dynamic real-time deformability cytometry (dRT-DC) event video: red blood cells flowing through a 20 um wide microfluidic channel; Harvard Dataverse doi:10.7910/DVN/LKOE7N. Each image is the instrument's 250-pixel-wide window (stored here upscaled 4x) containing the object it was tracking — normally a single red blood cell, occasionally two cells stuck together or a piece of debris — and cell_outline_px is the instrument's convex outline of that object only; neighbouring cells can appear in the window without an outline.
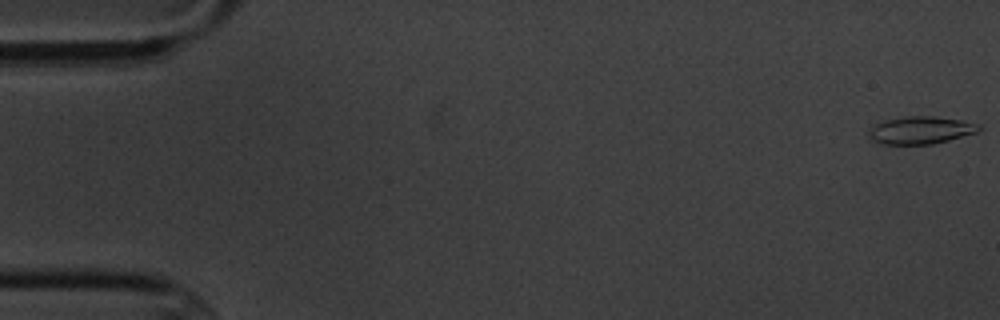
{"species": "common noctule bat (a hibernating species)", "species_latin": "Nyctalus noctula", "temperature_condition": "cold", "stored_images_in_passage": 6, "camera_frame_rate_fps": 3000, "um_per_image_px": 0.085, "animal": {"sex": "male", "body_mass_g": 20.1, "forearm_length_mm": 53.5}, "frame": {"image": 1, "passage_image": 1, "time_ms": 0.0, "image_size_px": [1000, 320], "cell_outline_px": [[984, 128], [976, 132], [948, 140], [932, 144], [880, 144], [872, 140], [868, 132], [872, 124], [884, 120], [908, 116], [932, 116], [960, 120], [980, 124]], "centroid_in_image_um": [78.23, 11.06], "position_along_channel_um": 6.8, "area_um2": 17.69}}
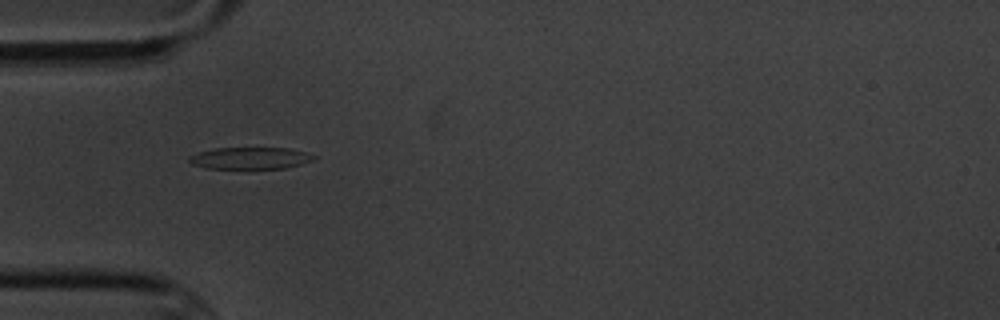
{"frame": {"image": 2, "passage_image": 5, "time_ms": 5.667, "image_size_px": [1000, 320], "cell_outline_px": [[316, 160], [284, 168], [248, 172], [204, 168], [192, 164], [188, 160], [188, 156], [200, 152], [216, 148], [288, 148], [304, 152], [316, 156]], "centroid_in_image_um": [21.24, 13.5], "position_along_channel_um": 63.8, "area_um2": 16.88}}
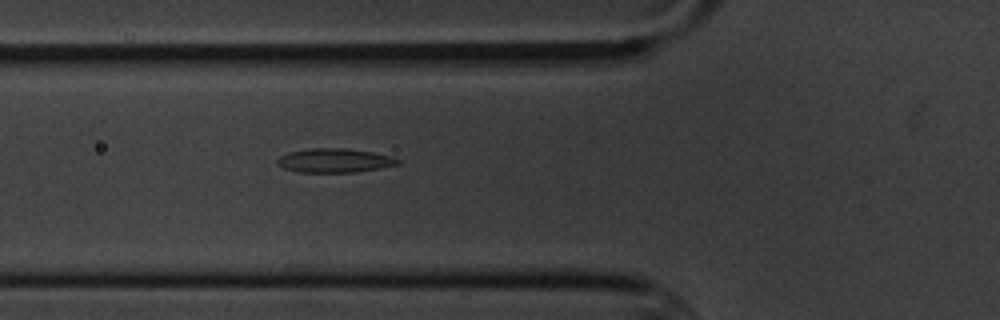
{"frame": {"image": 3, "passage_image": 6, "time_ms": 6.667, "image_size_px": [1000, 320], "cell_outline_px": [[400, 164], [380, 168], [356, 172], [296, 172], [284, 168], [276, 164], [276, 160], [280, 156], [288, 152], [308, 148], [348, 148], [372, 152], [392, 156], [400, 160]], "centroid_in_image_um": [28.42, 13.64], "position_along_channel_um": 97.4, "area_um2": 17.05}}